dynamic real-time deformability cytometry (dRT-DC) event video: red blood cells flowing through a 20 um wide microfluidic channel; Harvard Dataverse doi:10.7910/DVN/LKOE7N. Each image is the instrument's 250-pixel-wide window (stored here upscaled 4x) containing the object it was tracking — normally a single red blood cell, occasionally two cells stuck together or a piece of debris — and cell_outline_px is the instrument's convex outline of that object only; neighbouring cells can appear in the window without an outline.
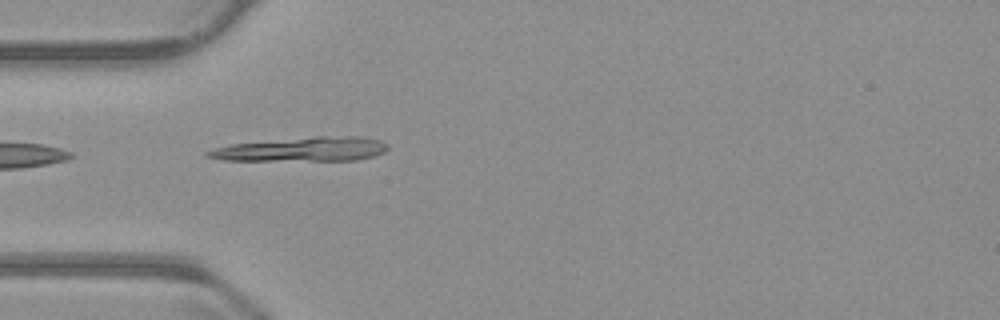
{"species": "common noctule bat (a hibernating species)", "species_latin": "Nyctalus noctula", "temperature_condition": "warm", "stored_images_in_passage": 38, "camera_frame_rate_fps": 3000, "um_per_image_px": 0.085, "animal": {"sex": "male", "body_mass_g": 23.1, "forearm_length_mm": 52.7}, "frame": {"image": 1, "passage_image": 1, "time_ms": 0.0, "image_size_px": [1000, 320], "cell_outline_px": [[388, 148], [384, 152], [372, 156], [356, 160], [224, 160], [204, 156], [204, 152], [216, 148], [232, 144], [316, 136], [364, 136], [380, 140], [388, 144]], "centroid_in_image_um": [25.72, 12.68], "position_along_channel_um": 59.3, "area_um2": 25.2}}
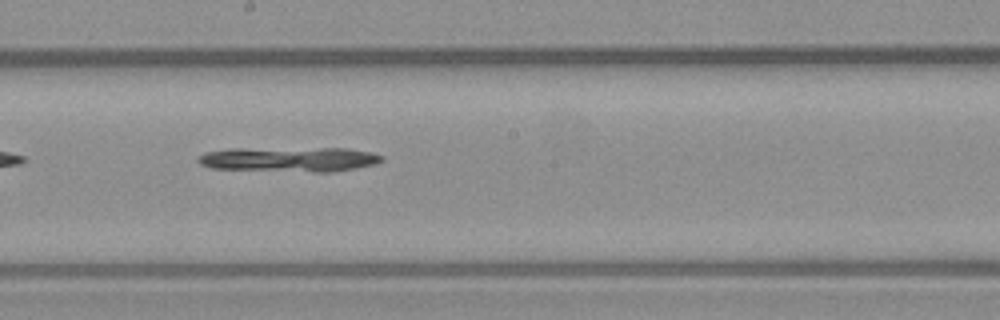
{"frame": {"image": 2, "passage_image": 14, "time_ms": 4.333, "image_size_px": [1000, 320], "cell_outline_px": [[384, 160], [376, 164], [356, 168], [332, 172], [316, 172], [212, 168], [200, 164], [196, 160], [204, 152], [232, 148], [348, 148], [372, 152], [384, 156]], "centroid_in_image_um": [24.64, 13.53], "position_along_channel_um": 223.6, "area_um2": 26.76}}
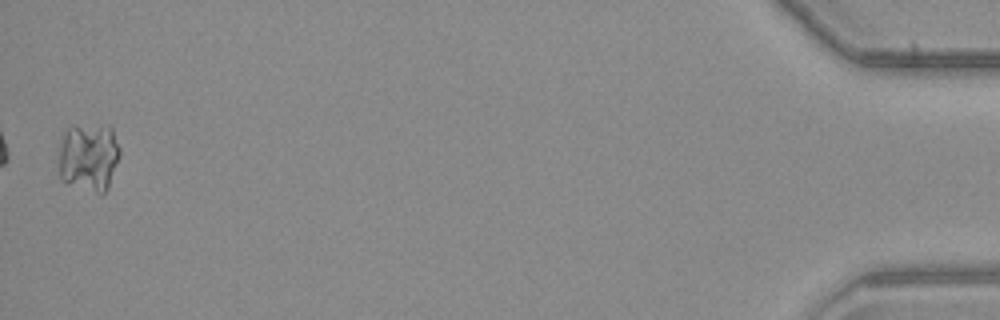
{"frame": {"image": 3, "passage_image": 38, "time_ms": 12.333, "image_size_px": [1000, 320], "cell_outline_px": [[120, 156], [108, 188], [100, 196], [68, 184], [60, 180], [60, 148], [64, 132], [68, 128], [108, 124], [112, 128], [120, 148]], "centroid_in_image_um": [7.58, 13.4], "position_along_channel_um": 427.6, "area_um2": 24.62}}